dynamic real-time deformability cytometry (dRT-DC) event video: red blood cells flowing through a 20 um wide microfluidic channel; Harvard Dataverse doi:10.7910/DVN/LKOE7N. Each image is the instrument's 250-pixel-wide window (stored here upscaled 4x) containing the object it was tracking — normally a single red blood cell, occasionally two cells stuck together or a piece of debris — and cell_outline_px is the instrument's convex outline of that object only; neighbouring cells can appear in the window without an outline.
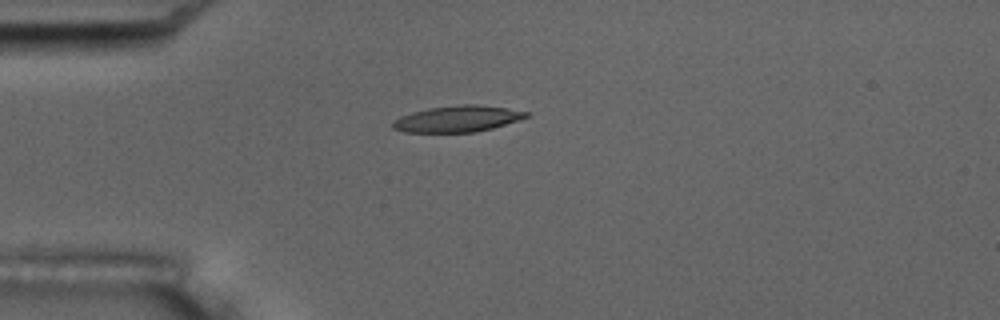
{"species": "common noctule bat (a hibernating species)", "species_latin": "Nyctalus noctula", "temperature_condition": "room temperature", "stored_images_in_passage": 5, "camera_frame_rate_fps": 3000, "um_per_image_px": 0.085, "animal": {"sex": "male", "body_mass_g": 17.5, "forearm_length_mm": 52.3}, "frame": {"image": 1, "passage_image": 4, "time_ms": 4.333, "image_size_px": [1000, 320], "cell_outline_px": [[532, 112], [528, 116], [492, 128], [476, 132], [404, 132], [392, 128], [392, 124], [400, 116], [412, 112], [428, 108], [460, 104], [476, 104], [508, 108]], "centroid_in_image_um": [38.89, 10.09], "position_along_channel_um": 46.1, "area_um2": 20.35}}